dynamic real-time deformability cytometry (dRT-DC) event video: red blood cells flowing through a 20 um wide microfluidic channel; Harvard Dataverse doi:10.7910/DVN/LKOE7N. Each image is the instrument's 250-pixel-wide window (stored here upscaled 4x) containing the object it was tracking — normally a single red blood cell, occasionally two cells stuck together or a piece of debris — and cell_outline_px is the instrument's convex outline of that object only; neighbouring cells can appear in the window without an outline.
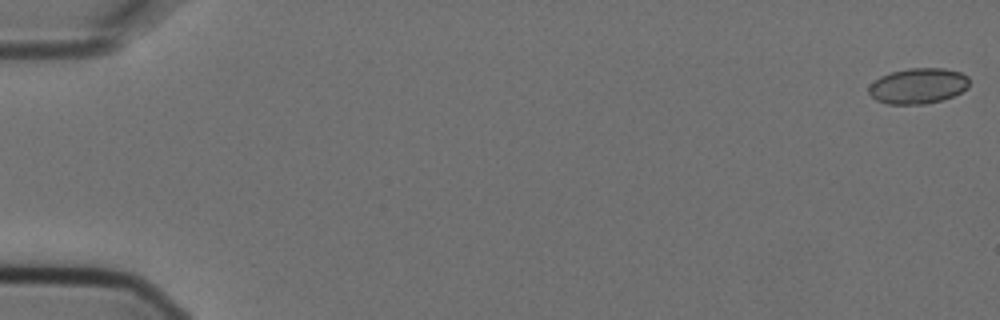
{"species": "Egyptian fruit bat (a non-hibernating species)", "species_latin": "Rousettus aegyptiacus", "temperature_condition": "cold", "stored_images_in_passage": 6, "camera_frame_rate_fps": 3000, "um_per_image_px": 0.085, "animal": {"sex": "female"}, "frame": {"image": 1, "passage_image": 1, "time_ms": 0.0, "image_size_px": [1000, 320], "cell_outline_px": [[968, 88], [952, 96], [940, 100], [924, 104], [888, 104], [876, 100], [868, 92], [868, 88], [880, 76], [892, 72], [908, 68], [944, 68], [960, 72], [968, 76]], "centroid_in_image_um": [78.04, 7.29], "position_along_channel_um": 7.0, "area_um2": 20.69}}
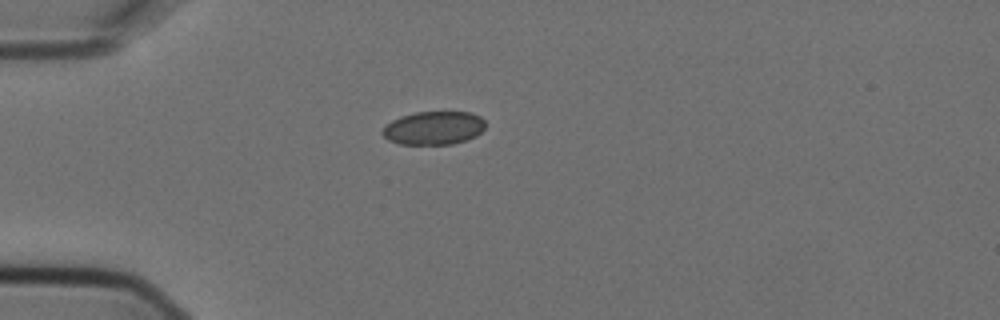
{"frame": {"image": 2, "passage_image": 5, "time_ms": 1.333, "image_size_px": [1000, 320], "cell_outline_px": [[484, 128], [476, 136], [452, 144], [400, 144], [388, 140], [380, 132], [392, 120], [400, 116], [416, 112], [472, 112], [480, 116], [484, 120]], "centroid_in_image_um": [36.86, 10.87], "position_along_channel_um": 48.1, "area_um2": 19.94}}